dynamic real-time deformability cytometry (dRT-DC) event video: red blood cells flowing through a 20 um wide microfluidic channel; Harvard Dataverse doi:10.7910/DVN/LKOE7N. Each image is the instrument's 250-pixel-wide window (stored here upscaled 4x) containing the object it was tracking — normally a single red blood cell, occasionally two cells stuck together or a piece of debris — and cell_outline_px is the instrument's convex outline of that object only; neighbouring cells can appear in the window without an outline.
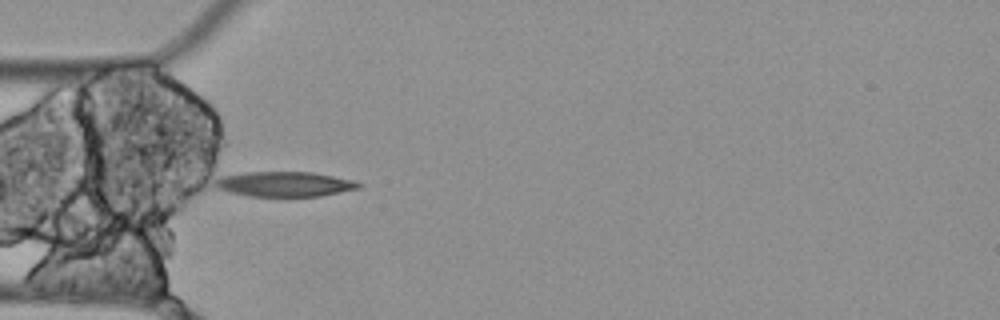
{"species": "Egyptian fruit bat (a non-hibernating species)", "species_latin": "Rousettus aegyptiacus", "temperature_condition": "cold", "stored_images_in_passage": 5, "camera_frame_rate_fps": 3000, "um_per_image_px": 0.085, "animal": {"sex": "female"}, "frame": {"image": 1, "passage_image": 2, "time_ms": 0.333, "image_size_px": [1000, 320], "cell_outline_px": [[364, 184], [360, 188], [320, 196], [248, 196], [216, 188], [212, 184], [220, 176], [244, 172], [312, 172], [356, 180]], "centroid_in_image_um": [24.21, 15.64], "position_along_channel_um": 60.8, "area_um2": 21.04}}
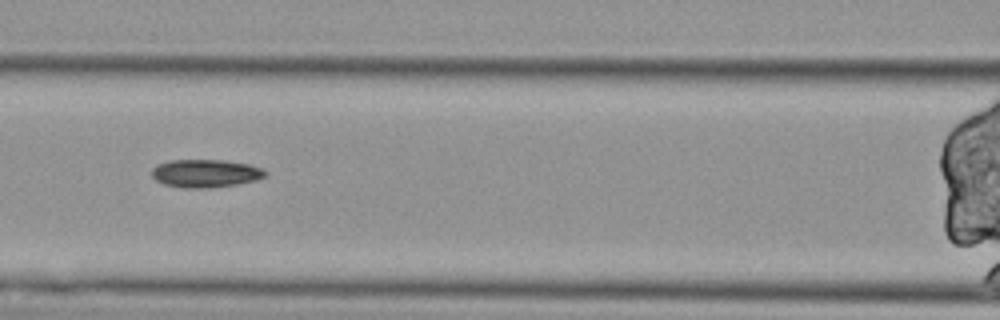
{"frame": {"image": 2, "passage_image": 4, "time_ms": 1.0, "image_size_px": [1000, 320], "cell_outline_px": [[268, 172], [264, 176], [256, 180], [236, 184], [208, 188], [184, 188], [164, 184], [156, 180], [152, 176], [152, 168], [156, 164], [168, 160], [224, 160], [248, 164], [264, 168]], "centroid_in_image_um": [17.46, 14.73], "position_along_channel_um": 149.1, "area_um2": 18.61}}
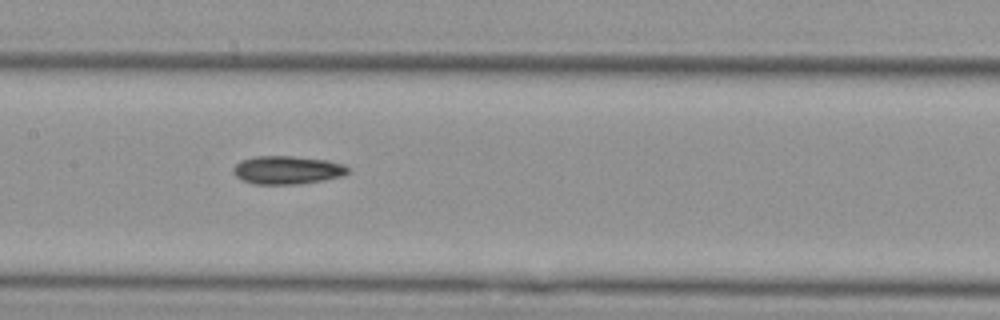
{"frame": {"image": 3, "passage_image": 5, "time_ms": 1.333, "image_size_px": [1000, 320], "cell_outline_px": [[348, 172], [344, 176], [324, 180], [300, 184], [252, 184], [236, 176], [232, 172], [232, 168], [240, 160], [256, 156], [292, 156], [328, 160], [344, 164], [348, 168]], "centroid_in_image_um": [24.42, 14.45], "position_along_channel_um": 183.0, "area_um2": 19.02}}